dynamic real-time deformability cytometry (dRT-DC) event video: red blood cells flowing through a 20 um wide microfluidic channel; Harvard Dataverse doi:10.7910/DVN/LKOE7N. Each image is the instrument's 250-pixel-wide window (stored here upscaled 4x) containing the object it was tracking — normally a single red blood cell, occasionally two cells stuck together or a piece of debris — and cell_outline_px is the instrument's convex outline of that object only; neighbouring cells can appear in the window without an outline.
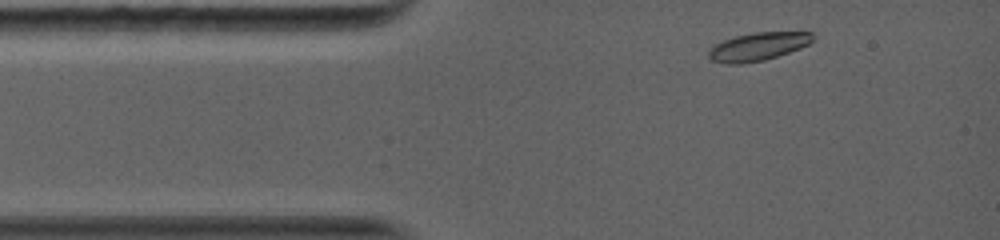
{"species": "common noctule bat (a hibernating species)", "species_latin": "Nyctalus noctula", "temperature_condition": "warm", "stored_images_in_passage": 38, "camera_frame_rate_fps": 5000, "um_per_image_px": 0.085, "animal": {"sex": "female", "body_mass_g": 19.0, "forearm_length_mm": 56.7}, "frame": {"image": 1, "passage_image": 2, "time_ms": 0.4, "image_size_px": [1000, 240], "cell_outline_px": [[816, 40], [800, 48], [764, 60], [740, 64], [724, 64], [712, 60], [708, 56], [708, 52], [716, 44], [724, 40], [736, 36], [752, 32], [812, 32], [816, 36]], "centroid_in_image_um": [64.47, 3.95], "position_along_channel_um": 20.5, "area_um2": 17.05}}
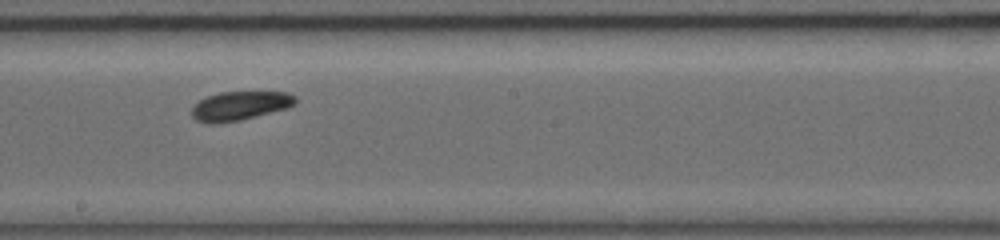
{"frame": {"image": 2, "passage_image": 21, "time_ms": 6.4, "image_size_px": [1000, 240], "cell_outline_px": [[296, 104], [288, 108], [240, 120], [216, 124], [208, 124], [196, 120], [192, 116], [192, 108], [200, 100], [208, 96], [220, 92], [288, 92], [296, 96]], "centroid_in_image_um": [20.41, 9.0], "position_along_channel_um": 227.8, "area_um2": 17.51}}
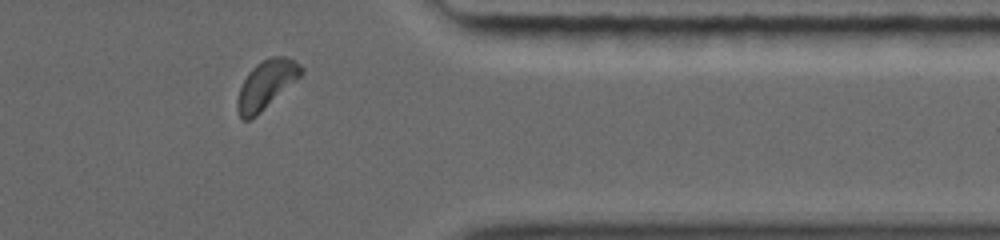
{"frame": {"image": 3, "passage_image": 36, "time_ms": 10.6, "image_size_px": [1000, 240], "cell_outline_px": [[304, 72], [300, 76], [256, 116], [248, 120], [244, 120], [240, 116], [236, 108], [236, 100], [240, 88], [248, 72], [256, 64], [272, 56], [284, 56], [292, 60], [304, 68]], "centroid_in_image_um": [22.6, 7.19], "position_along_channel_um": 388.8, "area_um2": 17.63}, "authors_computed_cell_mechanics": {"area_um2": 17.4845, "velocity_mm_per_s": 4.0509, "shape_relaxation_time_tau1_ms": 1.128, "shape_relaxation_time_tau2_ms": 6.0009, "deformation_change_tau1": 0.073, "deformation_change_tau2": 0.094}}